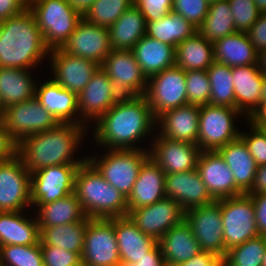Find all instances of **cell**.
I'll return each instance as SVG.
<instances>
[{
  "instance_id": "obj_35",
  "label": "cell",
  "mask_w": 266,
  "mask_h": 266,
  "mask_svg": "<svg viewBox=\"0 0 266 266\" xmlns=\"http://www.w3.org/2000/svg\"><path fill=\"white\" fill-rule=\"evenodd\" d=\"M176 66L185 71L207 70L214 61V43L198 31L175 48Z\"/></svg>"
},
{
  "instance_id": "obj_29",
  "label": "cell",
  "mask_w": 266,
  "mask_h": 266,
  "mask_svg": "<svg viewBox=\"0 0 266 266\" xmlns=\"http://www.w3.org/2000/svg\"><path fill=\"white\" fill-rule=\"evenodd\" d=\"M231 170L236 186L248 194L254 183L258 165L248 151L247 145L239 137L217 150Z\"/></svg>"
},
{
  "instance_id": "obj_62",
  "label": "cell",
  "mask_w": 266,
  "mask_h": 266,
  "mask_svg": "<svg viewBox=\"0 0 266 266\" xmlns=\"http://www.w3.org/2000/svg\"><path fill=\"white\" fill-rule=\"evenodd\" d=\"M164 266H184L182 263L165 262Z\"/></svg>"
},
{
  "instance_id": "obj_20",
  "label": "cell",
  "mask_w": 266,
  "mask_h": 266,
  "mask_svg": "<svg viewBox=\"0 0 266 266\" xmlns=\"http://www.w3.org/2000/svg\"><path fill=\"white\" fill-rule=\"evenodd\" d=\"M196 169L214 200L244 194L236 186L231 170L218 151H201Z\"/></svg>"
},
{
  "instance_id": "obj_55",
  "label": "cell",
  "mask_w": 266,
  "mask_h": 266,
  "mask_svg": "<svg viewBox=\"0 0 266 266\" xmlns=\"http://www.w3.org/2000/svg\"><path fill=\"white\" fill-rule=\"evenodd\" d=\"M25 8L23 0H0V22L19 14Z\"/></svg>"
},
{
  "instance_id": "obj_47",
  "label": "cell",
  "mask_w": 266,
  "mask_h": 266,
  "mask_svg": "<svg viewBox=\"0 0 266 266\" xmlns=\"http://www.w3.org/2000/svg\"><path fill=\"white\" fill-rule=\"evenodd\" d=\"M44 266H81V256L57 246L41 245Z\"/></svg>"
},
{
  "instance_id": "obj_4",
  "label": "cell",
  "mask_w": 266,
  "mask_h": 266,
  "mask_svg": "<svg viewBox=\"0 0 266 266\" xmlns=\"http://www.w3.org/2000/svg\"><path fill=\"white\" fill-rule=\"evenodd\" d=\"M83 211L90 219L128 216L127 198L86 160L75 176V191Z\"/></svg>"
},
{
  "instance_id": "obj_53",
  "label": "cell",
  "mask_w": 266,
  "mask_h": 266,
  "mask_svg": "<svg viewBox=\"0 0 266 266\" xmlns=\"http://www.w3.org/2000/svg\"><path fill=\"white\" fill-rule=\"evenodd\" d=\"M17 144L8 135L4 122H0V163L16 154Z\"/></svg>"
},
{
  "instance_id": "obj_42",
  "label": "cell",
  "mask_w": 266,
  "mask_h": 266,
  "mask_svg": "<svg viewBox=\"0 0 266 266\" xmlns=\"http://www.w3.org/2000/svg\"><path fill=\"white\" fill-rule=\"evenodd\" d=\"M133 4L134 0H95L83 18L93 25L109 28Z\"/></svg>"
},
{
  "instance_id": "obj_63",
  "label": "cell",
  "mask_w": 266,
  "mask_h": 266,
  "mask_svg": "<svg viewBox=\"0 0 266 266\" xmlns=\"http://www.w3.org/2000/svg\"><path fill=\"white\" fill-rule=\"evenodd\" d=\"M24 4L26 5V7H29L31 4H33L34 2L38 1V0H23Z\"/></svg>"
},
{
  "instance_id": "obj_16",
  "label": "cell",
  "mask_w": 266,
  "mask_h": 266,
  "mask_svg": "<svg viewBox=\"0 0 266 266\" xmlns=\"http://www.w3.org/2000/svg\"><path fill=\"white\" fill-rule=\"evenodd\" d=\"M128 216L144 233L157 241L185 218V211L171 198H163L152 205L128 210Z\"/></svg>"
},
{
  "instance_id": "obj_30",
  "label": "cell",
  "mask_w": 266,
  "mask_h": 266,
  "mask_svg": "<svg viewBox=\"0 0 266 266\" xmlns=\"http://www.w3.org/2000/svg\"><path fill=\"white\" fill-rule=\"evenodd\" d=\"M165 262L183 263L201 252L190 224L185 218L170 228L159 240Z\"/></svg>"
},
{
  "instance_id": "obj_59",
  "label": "cell",
  "mask_w": 266,
  "mask_h": 266,
  "mask_svg": "<svg viewBox=\"0 0 266 266\" xmlns=\"http://www.w3.org/2000/svg\"><path fill=\"white\" fill-rule=\"evenodd\" d=\"M258 66L263 75H266V50L258 53Z\"/></svg>"
},
{
  "instance_id": "obj_45",
  "label": "cell",
  "mask_w": 266,
  "mask_h": 266,
  "mask_svg": "<svg viewBox=\"0 0 266 266\" xmlns=\"http://www.w3.org/2000/svg\"><path fill=\"white\" fill-rule=\"evenodd\" d=\"M237 32H247L257 21L260 11L254 0H228Z\"/></svg>"
},
{
  "instance_id": "obj_39",
  "label": "cell",
  "mask_w": 266,
  "mask_h": 266,
  "mask_svg": "<svg viewBox=\"0 0 266 266\" xmlns=\"http://www.w3.org/2000/svg\"><path fill=\"white\" fill-rule=\"evenodd\" d=\"M198 32L211 43L237 32L228 0L209 4L208 13Z\"/></svg>"
},
{
  "instance_id": "obj_56",
  "label": "cell",
  "mask_w": 266,
  "mask_h": 266,
  "mask_svg": "<svg viewBox=\"0 0 266 266\" xmlns=\"http://www.w3.org/2000/svg\"><path fill=\"white\" fill-rule=\"evenodd\" d=\"M266 193V165L258 166L249 195Z\"/></svg>"
},
{
  "instance_id": "obj_31",
  "label": "cell",
  "mask_w": 266,
  "mask_h": 266,
  "mask_svg": "<svg viewBox=\"0 0 266 266\" xmlns=\"http://www.w3.org/2000/svg\"><path fill=\"white\" fill-rule=\"evenodd\" d=\"M214 61L229 67L258 64V53L246 32H235L214 43Z\"/></svg>"
},
{
  "instance_id": "obj_3",
  "label": "cell",
  "mask_w": 266,
  "mask_h": 266,
  "mask_svg": "<svg viewBox=\"0 0 266 266\" xmlns=\"http://www.w3.org/2000/svg\"><path fill=\"white\" fill-rule=\"evenodd\" d=\"M49 51L29 7L0 22V67L30 70Z\"/></svg>"
},
{
  "instance_id": "obj_15",
  "label": "cell",
  "mask_w": 266,
  "mask_h": 266,
  "mask_svg": "<svg viewBox=\"0 0 266 266\" xmlns=\"http://www.w3.org/2000/svg\"><path fill=\"white\" fill-rule=\"evenodd\" d=\"M185 220L190 224L201 251L213 252L225 258L227 251L223 238L220 205L214 201L185 211Z\"/></svg>"
},
{
  "instance_id": "obj_21",
  "label": "cell",
  "mask_w": 266,
  "mask_h": 266,
  "mask_svg": "<svg viewBox=\"0 0 266 266\" xmlns=\"http://www.w3.org/2000/svg\"><path fill=\"white\" fill-rule=\"evenodd\" d=\"M149 157L152 158L165 175L195 170L201 152L197 144L174 141L159 135L155 137Z\"/></svg>"
},
{
  "instance_id": "obj_8",
  "label": "cell",
  "mask_w": 266,
  "mask_h": 266,
  "mask_svg": "<svg viewBox=\"0 0 266 266\" xmlns=\"http://www.w3.org/2000/svg\"><path fill=\"white\" fill-rule=\"evenodd\" d=\"M241 113L235 107L206 104L200 106L198 142L200 151H217L240 137L234 118Z\"/></svg>"
},
{
  "instance_id": "obj_43",
  "label": "cell",
  "mask_w": 266,
  "mask_h": 266,
  "mask_svg": "<svg viewBox=\"0 0 266 266\" xmlns=\"http://www.w3.org/2000/svg\"><path fill=\"white\" fill-rule=\"evenodd\" d=\"M0 266H44L41 243L0 246Z\"/></svg>"
},
{
  "instance_id": "obj_7",
  "label": "cell",
  "mask_w": 266,
  "mask_h": 266,
  "mask_svg": "<svg viewBox=\"0 0 266 266\" xmlns=\"http://www.w3.org/2000/svg\"><path fill=\"white\" fill-rule=\"evenodd\" d=\"M215 201L220 205L226 251L259 236L251 195L241 194Z\"/></svg>"
},
{
  "instance_id": "obj_23",
  "label": "cell",
  "mask_w": 266,
  "mask_h": 266,
  "mask_svg": "<svg viewBox=\"0 0 266 266\" xmlns=\"http://www.w3.org/2000/svg\"><path fill=\"white\" fill-rule=\"evenodd\" d=\"M200 106L187 104L170 109L157 118L160 135L170 140L197 144Z\"/></svg>"
},
{
  "instance_id": "obj_52",
  "label": "cell",
  "mask_w": 266,
  "mask_h": 266,
  "mask_svg": "<svg viewBox=\"0 0 266 266\" xmlns=\"http://www.w3.org/2000/svg\"><path fill=\"white\" fill-rule=\"evenodd\" d=\"M164 257L160 245L157 243L146 256L138 260L137 263H128L121 261L118 266H164Z\"/></svg>"
},
{
  "instance_id": "obj_68",
  "label": "cell",
  "mask_w": 266,
  "mask_h": 266,
  "mask_svg": "<svg viewBox=\"0 0 266 266\" xmlns=\"http://www.w3.org/2000/svg\"><path fill=\"white\" fill-rule=\"evenodd\" d=\"M219 266H228V265L224 261H222Z\"/></svg>"
},
{
  "instance_id": "obj_48",
  "label": "cell",
  "mask_w": 266,
  "mask_h": 266,
  "mask_svg": "<svg viewBox=\"0 0 266 266\" xmlns=\"http://www.w3.org/2000/svg\"><path fill=\"white\" fill-rule=\"evenodd\" d=\"M240 138L247 145L248 151L254 158L255 163L258 166L266 165V135L262 130L251 125V132L249 134L240 132Z\"/></svg>"
},
{
  "instance_id": "obj_18",
  "label": "cell",
  "mask_w": 266,
  "mask_h": 266,
  "mask_svg": "<svg viewBox=\"0 0 266 266\" xmlns=\"http://www.w3.org/2000/svg\"><path fill=\"white\" fill-rule=\"evenodd\" d=\"M51 57L53 80L64 89L72 91L77 96L91 80L100 67L96 62L76 55H71L60 48L49 51Z\"/></svg>"
},
{
  "instance_id": "obj_64",
  "label": "cell",
  "mask_w": 266,
  "mask_h": 266,
  "mask_svg": "<svg viewBox=\"0 0 266 266\" xmlns=\"http://www.w3.org/2000/svg\"><path fill=\"white\" fill-rule=\"evenodd\" d=\"M4 108L0 104V122H3Z\"/></svg>"
},
{
  "instance_id": "obj_19",
  "label": "cell",
  "mask_w": 266,
  "mask_h": 266,
  "mask_svg": "<svg viewBox=\"0 0 266 266\" xmlns=\"http://www.w3.org/2000/svg\"><path fill=\"white\" fill-rule=\"evenodd\" d=\"M121 97L113 87L109 76L99 67L85 88L77 96L80 115L78 118L83 117V125H85L87 120L89 122L91 118L92 121H97Z\"/></svg>"
},
{
  "instance_id": "obj_14",
  "label": "cell",
  "mask_w": 266,
  "mask_h": 266,
  "mask_svg": "<svg viewBox=\"0 0 266 266\" xmlns=\"http://www.w3.org/2000/svg\"><path fill=\"white\" fill-rule=\"evenodd\" d=\"M79 167L80 165H55L31 173V203L38 207L74 192Z\"/></svg>"
},
{
  "instance_id": "obj_50",
  "label": "cell",
  "mask_w": 266,
  "mask_h": 266,
  "mask_svg": "<svg viewBox=\"0 0 266 266\" xmlns=\"http://www.w3.org/2000/svg\"><path fill=\"white\" fill-rule=\"evenodd\" d=\"M246 33L257 53L266 50V13H260L257 21Z\"/></svg>"
},
{
  "instance_id": "obj_10",
  "label": "cell",
  "mask_w": 266,
  "mask_h": 266,
  "mask_svg": "<svg viewBox=\"0 0 266 266\" xmlns=\"http://www.w3.org/2000/svg\"><path fill=\"white\" fill-rule=\"evenodd\" d=\"M3 122L8 135L16 144L27 136L50 130L59 124L36 96L6 107Z\"/></svg>"
},
{
  "instance_id": "obj_11",
  "label": "cell",
  "mask_w": 266,
  "mask_h": 266,
  "mask_svg": "<svg viewBox=\"0 0 266 266\" xmlns=\"http://www.w3.org/2000/svg\"><path fill=\"white\" fill-rule=\"evenodd\" d=\"M85 266H118L121 262L114 218L89 219L81 256Z\"/></svg>"
},
{
  "instance_id": "obj_58",
  "label": "cell",
  "mask_w": 266,
  "mask_h": 266,
  "mask_svg": "<svg viewBox=\"0 0 266 266\" xmlns=\"http://www.w3.org/2000/svg\"><path fill=\"white\" fill-rule=\"evenodd\" d=\"M95 0H67L72 8L82 16L90 9Z\"/></svg>"
},
{
  "instance_id": "obj_33",
  "label": "cell",
  "mask_w": 266,
  "mask_h": 266,
  "mask_svg": "<svg viewBox=\"0 0 266 266\" xmlns=\"http://www.w3.org/2000/svg\"><path fill=\"white\" fill-rule=\"evenodd\" d=\"M147 22L140 9L133 4L109 29L110 45L113 50H132L146 35Z\"/></svg>"
},
{
  "instance_id": "obj_22",
  "label": "cell",
  "mask_w": 266,
  "mask_h": 266,
  "mask_svg": "<svg viewBox=\"0 0 266 266\" xmlns=\"http://www.w3.org/2000/svg\"><path fill=\"white\" fill-rule=\"evenodd\" d=\"M165 196L188 209L205 206L215 200L208 193L197 169L165 176Z\"/></svg>"
},
{
  "instance_id": "obj_38",
  "label": "cell",
  "mask_w": 266,
  "mask_h": 266,
  "mask_svg": "<svg viewBox=\"0 0 266 266\" xmlns=\"http://www.w3.org/2000/svg\"><path fill=\"white\" fill-rule=\"evenodd\" d=\"M198 31L191 22L172 11L163 18L147 22L146 35L175 47Z\"/></svg>"
},
{
  "instance_id": "obj_40",
  "label": "cell",
  "mask_w": 266,
  "mask_h": 266,
  "mask_svg": "<svg viewBox=\"0 0 266 266\" xmlns=\"http://www.w3.org/2000/svg\"><path fill=\"white\" fill-rule=\"evenodd\" d=\"M231 69L232 67L217 62H214L207 69L211 85L210 104L235 107V93Z\"/></svg>"
},
{
  "instance_id": "obj_54",
  "label": "cell",
  "mask_w": 266,
  "mask_h": 266,
  "mask_svg": "<svg viewBox=\"0 0 266 266\" xmlns=\"http://www.w3.org/2000/svg\"><path fill=\"white\" fill-rule=\"evenodd\" d=\"M222 261L223 259L213 252L201 251L182 264L184 266H219Z\"/></svg>"
},
{
  "instance_id": "obj_1",
  "label": "cell",
  "mask_w": 266,
  "mask_h": 266,
  "mask_svg": "<svg viewBox=\"0 0 266 266\" xmlns=\"http://www.w3.org/2000/svg\"><path fill=\"white\" fill-rule=\"evenodd\" d=\"M156 122L144 95L122 96L96 121L93 136L97 145L110 150L139 149L135 144L151 133Z\"/></svg>"
},
{
  "instance_id": "obj_13",
  "label": "cell",
  "mask_w": 266,
  "mask_h": 266,
  "mask_svg": "<svg viewBox=\"0 0 266 266\" xmlns=\"http://www.w3.org/2000/svg\"><path fill=\"white\" fill-rule=\"evenodd\" d=\"M100 68L109 76L121 96H141L147 89V77L132 50H111Z\"/></svg>"
},
{
  "instance_id": "obj_57",
  "label": "cell",
  "mask_w": 266,
  "mask_h": 266,
  "mask_svg": "<svg viewBox=\"0 0 266 266\" xmlns=\"http://www.w3.org/2000/svg\"><path fill=\"white\" fill-rule=\"evenodd\" d=\"M248 124L259 127L262 123L266 122V100H261L259 106L248 117Z\"/></svg>"
},
{
  "instance_id": "obj_17",
  "label": "cell",
  "mask_w": 266,
  "mask_h": 266,
  "mask_svg": "<svg viewBox=\"0 0 266 266\" xmlns=\"http://www.w3.org/2000/svg\"><path fill=\"white\" fill-rule=\"evenodd\" d=\"M60 49L101 65L112 50L109 29L93 25L83 18Z\"/></svg>"
},
{
  "instance_id": "obj_65",
  "label": "cell",
  "mask_w": 266,
  "mask_h": 266,
  "mask_svg": "<svg viewBox=\"0 0 266 266\" xmlns=\"http://www.w3.org/2000/svg\"><path fill=\"white\" fill-rule=\"evenodd\" d=\"M259 128L262 130V132L266 135V122L262 123Z\"/></svg>"
},
{
  "instance_id": "obj_2",
  "label": "cell",
  "mask_w": 266,
  "mask_h": 266,
  "mask_svg": "<svg viewBox=\"0 0 266 266\" xmlns=\"http://www.w3.org/2000/svg\"><path fill=\"white\" fill-rule=\"evenodd\" d=\"M85 126L59 123L50 130L23 138L17 144L16 154L30 173L47 166L82 165L86 158L74 160L73 155L86 134Z\"/></svg>"
},
{
  "instance_id": "obj_46",
  "label": "cell",
  "mask_w": 266,
  "mask_h": 266,
  "mask_svg": "<svg viewBox=\"0 0 266 266\" xmlns=\"http://www.w3.org/2000/svg\"><path fill=\"white\" fill-rule=\"evenodd\" d=\"M209 10L206 0H173L172 12L184 17L195 27H199Z\"/></svg>"
},
{
  "instance_id": "obj_26",
  "label": "cell",
  "mask_w": 266,
  "mask_h": 266,
  "mask_svg": "<svg viewBox=\"0 0 266 266\" xmlns=\"http://www.w3.org/2000/svg\"><path fill=\"white\" fill-rule=\"evenodd\" d=\"M114 232L120 260L124 262L137 263L158 243L152 236L144 234L129 216L114 218Z\"/></svg>"
},
{
  "instance_id": "obj_51",
  "label": "cell",
  "mask_w": 266,
  "mask_h": 266,
  "mask_svg": "<svg viewBox=\"0 0 266 266\" xmlns=\"http://www.w3.org/2000/svg\"><path fill=\"white\" fill-rule=\"evenodd\" d=\"M259 235H266V193L251 195Z\"/></svg>"
},
{
  "instance_id": "obj_32",
  "label": "cell",
  "mask_w": 266,
  "mask_h": 266,
  "mask_svg": "<svg viewBox=\"0 0 266 266\" xmlns=\"http://www.w3.org/2000/svg\"><path fill=\"white\" fill-rule=\"evenodd\" d=\"M35 219L26 218L21 211L0 212V246L38 244L40 228Z\"/></svg>"
},
{
  "instance_id": "obj_34",
  "label": "cell",
  "mask_w": 266,
  "mask_h": 266,
  "mask_svg": "<svg viewBox=\"0 0 266 266\" xmlns=\"http://www.w3.org/2000/svg\"><path fill=\"white\" fill-rule=\"evenodd\" d=\"M29 70L0 67V104L6 107L35 97L36 85Z\"/></svg>"
},
{
  "instance_id": "obj_36",
  "label": "cell",
  "mask_w": 266,
  "mask_h": 266,
  "mask_svg": "<svg viewBox=\"0 0 266 266\" xmlns=\"http://www.w3.org/2000/svg\"><path fill=\"white\" fill-rule=\"evenodd\" d=\"M37 217L39 227H50L76 223L87 216L75 192L59 200L39 206Z\"/></svg>"
},
{
  "instance_id": "obj_61",
  "label": "cell",
  "mask_w": 266,
  "mask_h": 266,
  "mask_svg": "<svg viewBox=\"0 0 266 266\" xmlns=\"http://www.w3.org/2000/svg\"><path fill=\"white\" fill-rule=\"evenodd\" d=\"M261 100H266V75H263Z\"/></svg>"
},
{
  "instance_id": "obj_5",
  "label": "cell",
  "mask_w": 266,
  "mask_h": 266,
  "mask_svg": "<svg viewBox=\"0 0 266 266\" xmlns=\"http://www.w3.org/2000/svg\"><path fill=\"white\" fill-rule=\"evenodd\" d=\"M29 8L50 50L60 48L83 19L67 0H38Z\"/></svg>"
},
{
  "instance_id": "obj_6",
  "label": "cell",
  "mask_w": 266,
  "mask_h": 266,
  "mask_svg": "<svg viewBox=\"0 0 266 266\" xmlns=\"http://www.w3.org/2000/svg\"><path fill=\"white\" fill-rule=\"evenodd\" d=\"M102 159L86 157V160L99 174L126 198L132 191L137 180L139 170L149 157V150L124 149L110 150ZM97 158V159H96Z\"/></svg>"
},
{
  "instance_id": "obj_44",
  "label": "cell",
  "mask_w": 266,
  "mask_h": 266,
  "mask_svg": "<svg viewBox=\"0 0 266 266\" xmlns=\"http://www.w3.org/2000/svg\"><path fill=\"white\" fill-rule=\"evenodd\" d=\"M186 89L188 104H210L211 85L207 70L186 71Z\"/></svg>"
},
{
  "instance_id": "obj_25",
  "label": "cell",
  "mask_w": 266,
  "mask_h": 266,
  "mask_svg": "<svg viewBox=\"0 0 266 266\" xmlns=\"http://www.w3.org/2000/svg\"><path fill=\"white\" fill-rule=\"evenodd\" d=\"M35 96L59 123L83 125V120L75 117L79 114L77 95L64 89L53 79L44 82L39 88L36 86Z\"/></svg>"
},
{
  "instance_id": "obj_27",
  "label": "cell",
  "mask_w": 266,
  "mask_h": 266,
  "mask_svg": "<svg viewBox=\"0 0 266 266\" xmlns=\"http://www.w3.org/2000/svg\"><path fill=\"white\" fill-rule=\"evenodd\" d=\"M235 108L248 118L261 102L263 74L258 64L232 67Z\"/></svg>"
},
{
  "instance_id": "obj_67",
  "label": "cell",
  "mask_w": 266,
  "mask_h": 266,
  "mask_svg": "<svg viewBox=\"0 0 266 266\" xmlns=\"http://www.w3.org/2000/svg\"><path fill=\"white\" fill-rule=\"evenodd\" d=\"M209 4H212V3H215V2H218L220 0H206Z\"/></svg>"
},
{
  "instance_id": "obj_66",
  "label": "cell",
  "mask_w": 266,
  "mask_h": 266,
  "mask_svg": "<svg viewBox=\"0 0 266 266\" xmlns=\"http://www.w3.org/2000/svg\"><path fill=\"white\" fill-rule=\"evenodd\" d=\"M263 266H266V247H265V250H264Z\"/></svg>"
},
{
  "instance_id": "obj_28",
  "label": "cell",
  "mask_w": 266,
  "mask_h": 266,
  "mask_svg": "<svg viewBox=\"0 0 266 266\" xmlns=\"http://www.w3.org/2000/svg\"><path fill=\"white\" fill-rule=\"evenodd\" d=\"M132 52L147 79L176 65L175 47L147 35L135 44Z\"/></svg>"
},
{
  "instance_id": "obj_24",
  "label": "cell",
  "mask_w": 266,
  "mask_h": 266,
  "mask_svg": "<svg viewBox=\"0 0 266 266\" xmlns=\"http://www.w3.org/2000/svg\"><path fill=\"white\" fill-rule=\"evenodd\" d=\"M165 173L148 157L141 166L137 180L127 197L128 210L152 205L165 198Z\"/></svg>"
},
{
  "instance_id": "obj_12",
  "label": "cell",
  "mask_w": 266,
  "mask_h": 266,
  "mask_svg": "<svg viewBox=\"0 0 266 266\" xmlns=\"http://www.w3.org/2000/svg\"><path fill=\"white\" fill-rule=\"evenodd\" d=\"M31 173L15 154L0 163V212L22 211L31 205Z\"/></svg>"
},
{
  "instance_id": "obj_37",
  "label": "cell",
  "mask_w": 266,
  "mask_h": 266,
  "mask_svg": "<svg viewBox=\"0 0 266 266\" xmlns=\"http://www.w3.org/2000/svg\"><path fill=\"white\" fill-rule=\"evenodd\" d=\"M89 219L86 217L84 220L76 223L39 227L41 245L57 246L82 256L86 227Z\"/></svg>"
},
{
  "instance_id": "obj_41",
  "label": "cell",
  "mask_w": 266,
  "mask_h": 266,
  "mask_svg": "<svg viewBox=\"0 0 266 266\" xmlns=\"http://www.w3.org/2000/svg\"><path fill=\"white\" fill-rule=\"evenodd\" d=\"M266 235L249 239L227 251L223 261L228 266H263Z\"/></svg>"
},
{
  "instance_id": "obj_60",
  "label": "cell",
  "mask_w": 266,
  "mask_h": 266,
  "mask_svg": "<svg viewBox=\"0 0 266 266\" xmlns=\"http://www.w3.org/2000/svg\"><path fill=\"white\" fill-rule=\"evenodd\" d=\"M254 2L261 13H266V0H254Z\"/></svg>"
},
{
  "instance_id": "obj_9",
  "label": "cell",
  "mask_w": 266,
  "mask_h": 266,
  "mask_svg": "<svg viewBox=\"0 0 266 266\" xmlns=\"http://www.w3.org/2000/svg\"><path fill=\"white\" fill-rule=\"evenodd\" d=\"M144 96L154 117L188 104L186 71L176 65L148 78Z\"/></svg>"
},
{
  "instance_id": "obj_49",
  "label": "cell",
  "mask_w": 266,
  "mask_h": 266,
  "mask_svg": "<svg viewBox=\"0 0 266 266\" xmlns=\"http://www.w3.org/2000/svg\"><path fill=\"white\" fill-rule=\"evenodd\" d=\"M146 22H153L163 18L172 11L173 0H134Z\"/></svg>"
}]
</instances>
